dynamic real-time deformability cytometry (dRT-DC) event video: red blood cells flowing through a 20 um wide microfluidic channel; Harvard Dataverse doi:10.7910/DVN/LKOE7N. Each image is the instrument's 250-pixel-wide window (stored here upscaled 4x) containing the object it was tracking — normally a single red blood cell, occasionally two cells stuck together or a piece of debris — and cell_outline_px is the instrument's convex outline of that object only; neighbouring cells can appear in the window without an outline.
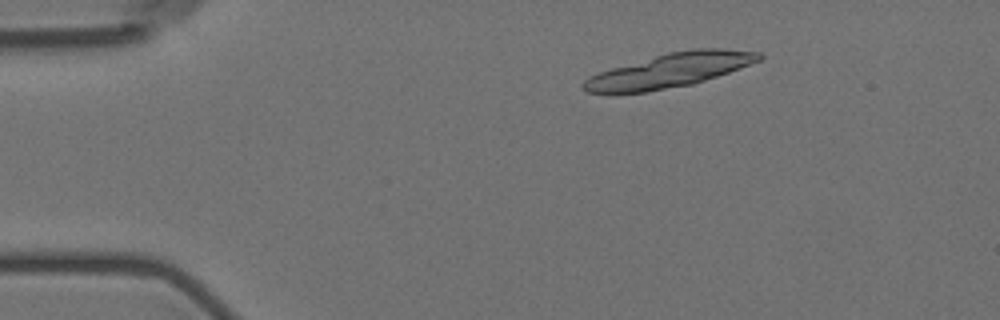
{"species": "Egyptian fruit bat (a non-hibernating species)", "species_latin": "Rousettus aegyptiacus", "temperature_condition": "room temperature", "stored_images_in_passage": 4, "camera_frame_rate_fps": 3000, "um_per_image_px": 0.085, "animal": {"sex": "female"}, "frame": {"image": 1, "passage_image": 1, "time_ms": 0.0, "image_size_px": [1000, 320], "cell_outline_px": [[764, 56], [760, 60], [728, 72], [692, 84], [644, 92], [608, 96], [588, 92], [580, 84], [584, 80], [600, 72], [612, 68], [668, 52], [692, 48], [720, 48], [760, 52]], "centroid_in_image_um": [56.86, 6.01], "position_along_channel_um": 28.1, "area_um2": 34.97}}